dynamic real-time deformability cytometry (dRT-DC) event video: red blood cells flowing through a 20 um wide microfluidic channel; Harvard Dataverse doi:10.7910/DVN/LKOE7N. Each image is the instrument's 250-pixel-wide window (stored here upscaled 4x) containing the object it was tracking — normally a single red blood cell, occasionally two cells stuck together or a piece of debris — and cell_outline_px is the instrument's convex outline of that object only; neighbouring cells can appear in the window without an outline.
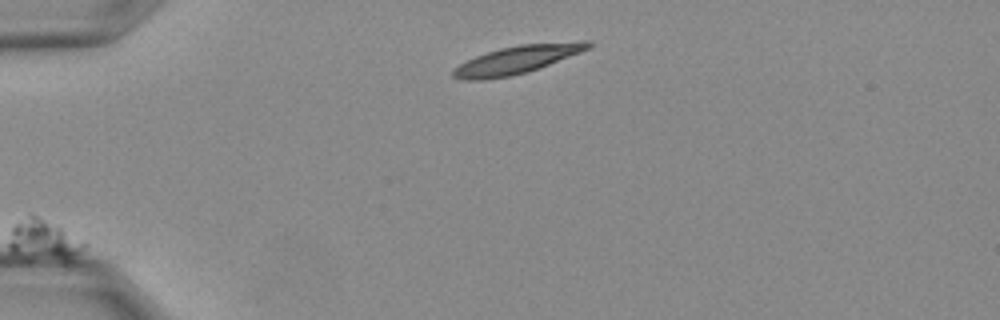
{"species": "Egyptian fruit bat (a non-hibernating species)", "species_latin": "Rousettus aegyptiacus", "temperature_condition": "warm", "stored_images_in_passage": 27, "camera_frame_rate_fps": 3000, "um_per_image_px": 0.085, "animal": {"sex": "female"}, "frame": {"image": 1, "passage_image": 1, "time_ms": 0.0, "image_size_px": [1000, 320], "cell_outline_px": [[592, 44], [588, 48], [580, 52], [528, 72], [512, 76], [480, 80], [464, 80], [452, 76], [452, 68], [476, 56], [500, 48], [520, 44], [580, 40], [592, 40]], "centroid_in_image_um": [43.96, 5.06], "position_along_channel_um": 41.0, "area_um2": 22.02}}
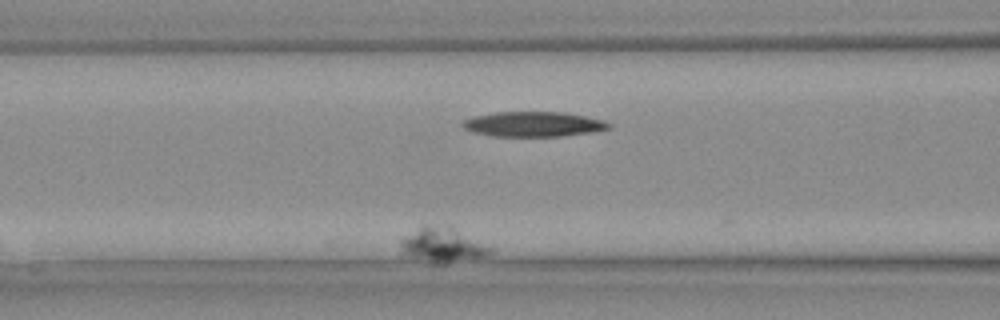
{"frame": {"image": 2, "passage_image": 6, "time_ms": 1.667, "image_size_px": [1000, 320], "cell_outline_px": [[496, 248], [492, 252], [484, 256], [448, 264], [432, 264], [412, 256], [404, 252], [400, 244], [400, 236], [424, 224], [448, 224]], "centroid_in_image_um": [37.64, 20.79], "position_along_channel_um": 129.0, "area_um2": 18.9}}
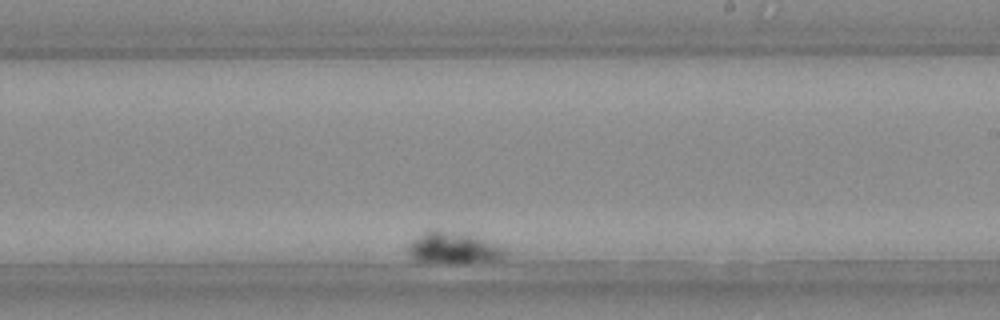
{"frame": {"image": 3, "passage_image": 17, "time_ms": 5.333, "image_size_px": [1000, 320], "cell_outline_px": [[508, 256], [496, 260], [416, 260], [408, 252], [408, 244], [412, 240], [424, 232], [436, 228], [440, 228], [464, 232], [504, 248], [508, 252]], "centroid_in_image_um": [38.53, 20.98], "position_along_channel_um": 250.5, "area_um2": 16.99}}